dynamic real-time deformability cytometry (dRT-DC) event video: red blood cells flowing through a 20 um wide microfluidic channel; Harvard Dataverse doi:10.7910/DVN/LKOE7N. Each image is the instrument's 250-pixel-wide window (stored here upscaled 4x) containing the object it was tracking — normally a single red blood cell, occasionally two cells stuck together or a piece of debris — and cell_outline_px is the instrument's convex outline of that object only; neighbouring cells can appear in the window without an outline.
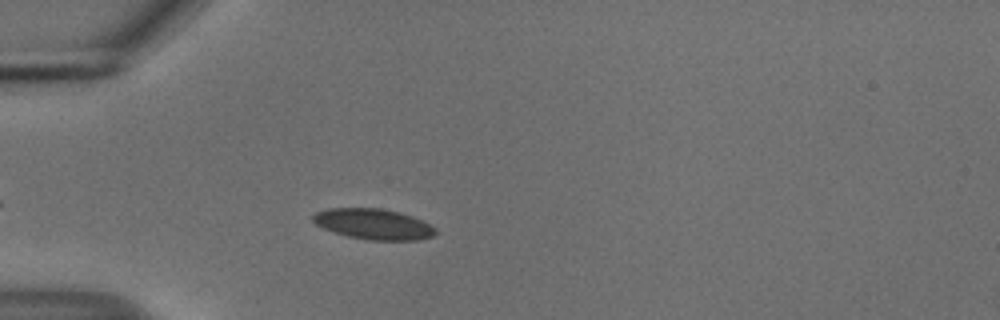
{"species": "common noctule bat (a hibernating species)", "species_latin": "Nyctalus noctula", "temperature_condition": "cold", "stored_images_in_passage": 42, "camera_frame_rate_fps": 3000, "um_per_image_px": 0.085, "animal": {"sex": "male", "body_mass_g": 18.8}, "frame": {"image": 1, "passage_image": 7, "time_ms": 2.0, "image_size_px": [1000, 320], "cell_outline_px": [[436, 232], [432, 236], [420, 240], [368, 240], [348, 236], [324, 228], [316, 224], [312, 220], [312, 216], [316, 212], [328, 208], [380, 208], [400, 212], [412, 216], [436, 228]], "centroid_in_image_um": [31.74, 19.04], "position_along_channel_um": 53.3, "area_um2": 21.73}}
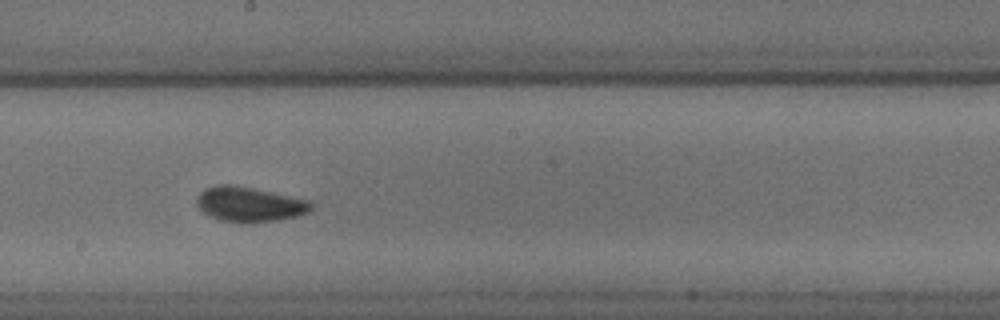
{"frame": {"image": 2, "passage_image": 22, "time_ms": 7.0, "image_size_px": [1000, 320], "cell_outline_px": [[312, 208], [308, 212], [296, 216], [280, 220], [248, 224], [240, 224], [220, 220], [208, 216], [196, 204], [196, 196], [204, 188], [216, 184], [232, 184], [252, 188], [308, 200], [312, 204]], "centroid_in_image_um": [21.14, 17.38], "position_along_channel_um": 227.1, "area_um2": 23.58}}
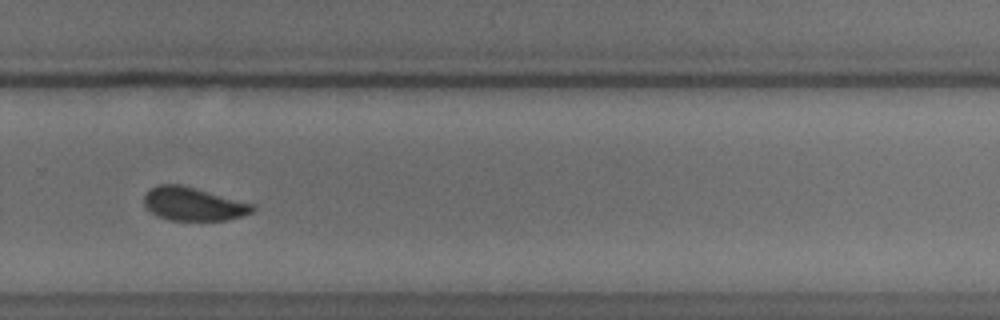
{"frame": {"image": 3, "passage_image": 29, "time_ms": 9.333, "image_size_px": [1000, 320], "cell_outline_px": [[256, 208], [252, 212], [240, 216], [224, 220], [168, 220], [156, 216], [144, 204], [144, 196], [152, 188], [160, 184], [180, 184], [252, 204]], "centroid_in_image_um": [16.39, 17.35], "position_along_channel_um": 313.4, "area_um2": 20.63}, "authors_computed_cell_mechanics": {"area_um2": 21.675, "velocity_mm_per_s": 3.7134, "shape_relaxation_time_tau1_ms": 3.2018, "shape_relaxation_time_tau2_ms": 1.5171, "deformation_change_tau1": 0.0823, "deformation_change_tau2": 0.0465}}